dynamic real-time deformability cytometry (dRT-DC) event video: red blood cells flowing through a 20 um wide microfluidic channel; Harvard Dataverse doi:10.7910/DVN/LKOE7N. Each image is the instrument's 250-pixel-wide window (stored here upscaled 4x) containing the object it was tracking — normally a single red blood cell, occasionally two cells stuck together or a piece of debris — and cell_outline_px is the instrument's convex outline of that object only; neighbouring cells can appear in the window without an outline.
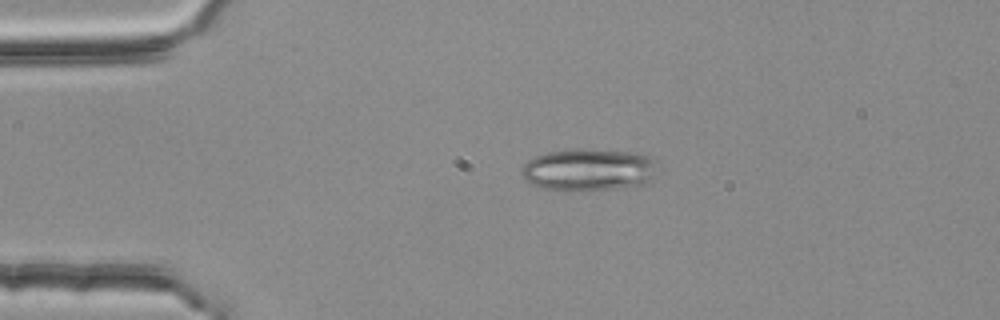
{"species": "common noctule bat (a hibernating species)", "species_latin": "Nyctalus noctula", "temperature_condition": "room temperature", "stored_images_in_passage": 3, "camera_frame_rate_fps": 3000, "um_per_image_px": 0.085, "animal": {"sex": "female", "body_mass_g": 25.1}, "frame": {"image": 1, "passage_image": 2, "time_ms": 0.333, "image_size_px": [1000, 320], "cell_outline_px": [[660, 172], [656, 176], [644, 184], [616, 188], [540, 188], [524, 180], [520, 172], [524, 164], [528, 160], [536, 156], [548, 152], [576, 148], [636, 152], [652, 156]], "centroid_in_image_um": [50.1, 14.38], "position_along_channel_um": 34.9, "area_um2": 33.18}}